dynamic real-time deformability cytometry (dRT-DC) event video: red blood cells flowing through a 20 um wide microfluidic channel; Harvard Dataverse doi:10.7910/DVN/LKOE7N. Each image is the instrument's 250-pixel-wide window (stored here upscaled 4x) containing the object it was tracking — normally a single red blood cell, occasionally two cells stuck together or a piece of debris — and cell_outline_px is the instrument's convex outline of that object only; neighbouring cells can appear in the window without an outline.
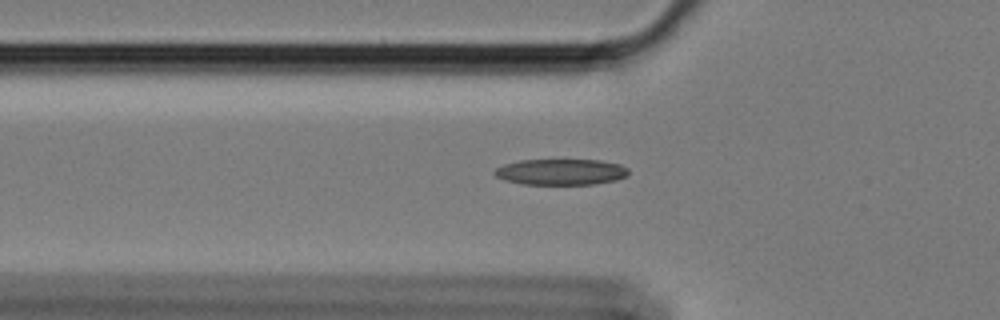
{"species": "Egyptian fruit bat (a non-hibernating species)", "species_latin": "Rousettus aegyptiacus", "temperature_condition": "cold", "stored_images_in_passage": 18, "camera_frame_rate_fps": 3000, "um_per_image_px": 0.085, "animal": {"sex": "female"}, "frame": {"image": 1, "passage_image": 4, "time_ms": 1.0, "image_size_px": [1000, 320], "cell_outline_px": [[628, 172], [624, 176], [616, 180], [592, 184], [524, 184], [504, 180], [496, 176], [492, 172], [496, 168], [504, 164], [520, 160], [600, 160], [620, 164], [628, 168]], "centroid_in_image_um": [47.65, 14.61], "position_along_channel_um": 78.2, "area_um2": 20.17}}
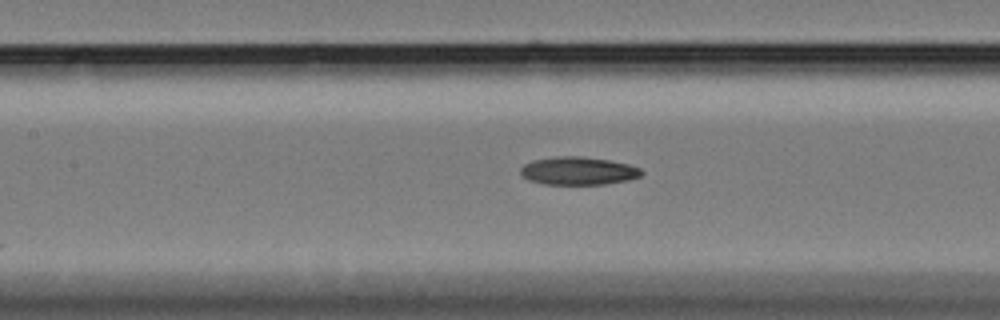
{"frame": {"image": 2, "passage_image": 11, "time_ms": 3.333, "image_size_px": [1000, 320], "cell_outline_px": [[644, 172], [640, 176], [628, 180], [604, 184], [544, 184], [528, 180], [520, 176], [520, 168], [524, 164], [536, 160], [556, 156], [584, 156], [608, 160], [628, 164], [640, 168]], "centroid_in_image_um": [49.13, 14.52], "position_along_channel_um": 158.3, "area_um2": 19.77}}
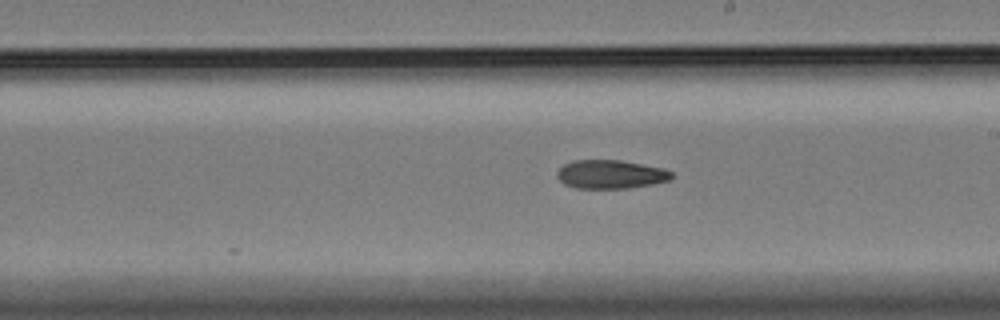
{"frame": {"image": 3, "passage_image": 18, "time_ms": 5.667, "image_size_px": [1000, 320], "cell_outline_px": [[672, 176], [668, 180], [652, 184], [628, 188], [576, 188], [564, 184], [556, 176], [556, 172], [564, 164], [572, 160], [620, 160], [664, 168], [672, 172]], "centroid_in_image_um": [51.87, 14.81], "position_along_channel_um": 237.1, "area_um2": 19.07}}